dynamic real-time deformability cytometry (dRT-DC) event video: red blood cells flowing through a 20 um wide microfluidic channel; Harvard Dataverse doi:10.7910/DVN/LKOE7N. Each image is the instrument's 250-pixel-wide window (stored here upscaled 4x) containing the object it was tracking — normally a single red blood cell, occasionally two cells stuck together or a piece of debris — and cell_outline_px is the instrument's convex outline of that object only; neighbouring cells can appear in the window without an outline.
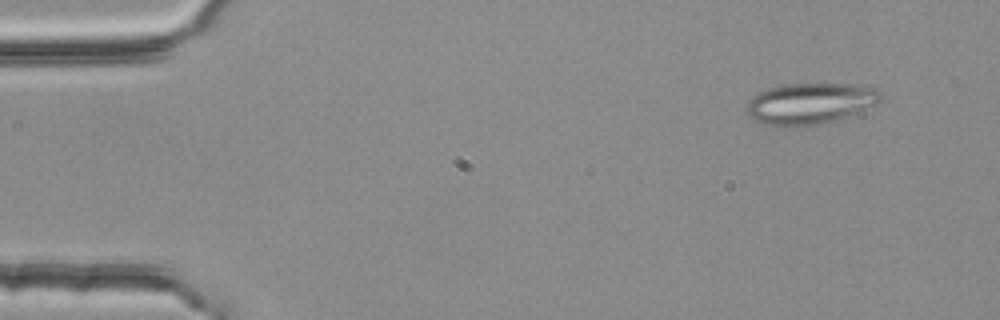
{"species": "common noctule bat (a hibernating species)", "species_latin": "Nyctalus noctula", "temperature_condition": "room temperature", "stored_images_in_passage": 4, "camera_frame_rate_fps": 3000, "um_per_image_px": 0.085, "animal": {"sex": "female", "body_mass_g": 25.1}, "frame": {"image": 1, "passage_image": 1, "time_ms": 0.0, "image_size_px": [1000, 320], "cell_outline_px": [[884, 96], [876, 104], [844, 116], [832, 120], [816, 124], [764, 124], [748, 116], [744, 108], [748, 100], [756, 92], [768, 88], [784, 84], [848, 84], [876, 88]], "centroid_in_image_um": [68.8, 8.75], "position_along_channel_um": 16.2, "area_um2": 31.39}}